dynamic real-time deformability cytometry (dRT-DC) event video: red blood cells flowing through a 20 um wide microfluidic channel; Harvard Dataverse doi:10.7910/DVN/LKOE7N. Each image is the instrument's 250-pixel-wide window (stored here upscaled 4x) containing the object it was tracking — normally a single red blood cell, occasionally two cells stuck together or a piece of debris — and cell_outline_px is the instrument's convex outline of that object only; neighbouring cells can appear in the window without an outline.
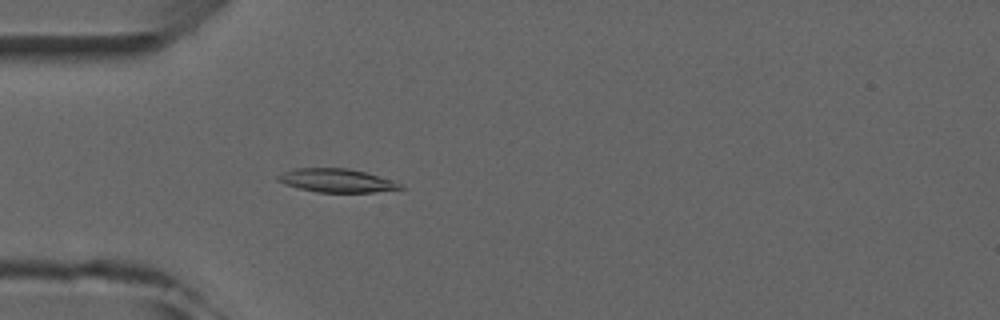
{"species": "common noctule bat (a hibernating species)", "species_latin": "Nyctalus noctula", "temperature_condition": "room temperature", "stored_images_in_passage": 1, "camera_frame_rate_fps": 3000, "um_per_image_px": 0.085, "animal": {"sex": "male", "forearm_length_mm": 52.5}, "frame": {"image": 1, "passage_image": 1, "time_ms": 0.0, "image_size_px": [1000, 320], "cell_outline_px": [[404, 188], [372, 192], [316, 192], [300, 188], [276, 180], [276, 176], [284, 172], [296, 168], [348, 168], [364, 172], [400, 184]], "centroid_in_image_um": [28.55, 15.34], "position_along_channel_um": 56.5, "area_um2": 16.24}}